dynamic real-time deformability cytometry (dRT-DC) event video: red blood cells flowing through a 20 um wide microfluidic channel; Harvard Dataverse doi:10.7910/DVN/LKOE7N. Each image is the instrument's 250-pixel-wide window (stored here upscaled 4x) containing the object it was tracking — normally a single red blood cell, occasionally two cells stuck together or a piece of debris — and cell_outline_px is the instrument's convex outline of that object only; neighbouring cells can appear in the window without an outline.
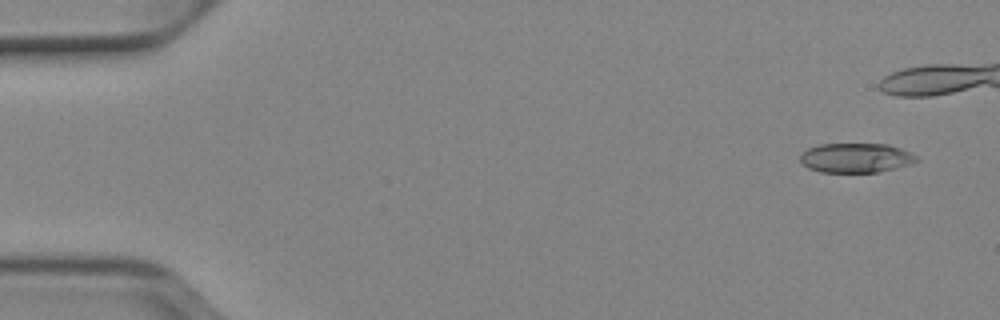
{"species": "Egyptian fruit bat (a non-hibernating species)", "species_latin": "Rousettus aegyptiacus", "temperature_condition": "cold", "stored_images_in_passage": 41, "camera_frame_rate_fps": 3000, "um_per_image_px": 0.085, "animal": {"sex": "female"}, "frame": {"image": 1, "passage_image": 3, "time_ms": 0.667, "image_size_px": [1000, 320], "cell_outline_px": [[920, 160], [912, 164], [880, 172], [820, 172], [808, 168], [800, 164], [800, 152], [808, 148], [820, 144], [888, 144], [912, 152]], "centroid_in_image_um": [72.75, 13.42], "position_along_channel_um": 12.3, "area_um2": 20.35}}
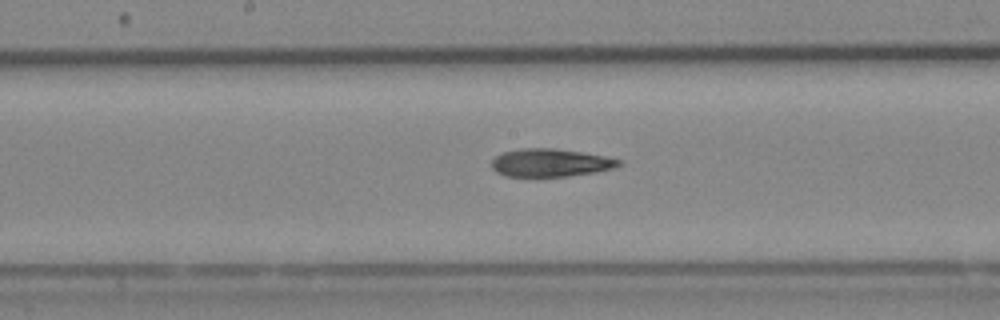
{"frame": {"image": 2, "passage_image": 27, "time_ms": 8.667, "image_size_px": [1000, 320], "cell_outline_px": [[624, 164], [616, 168], [596, 172], [568, 176], [504, 176], [496, 172], [492, 168], [492, 160], [496, 156], [504, 152], [520, 148], [556, 148], [604, 156], [624, 160]], "centroid_in_image_um": [46.84, 13.83], "position_along_channel_um": 201.4, "area_um2": 20.87}}
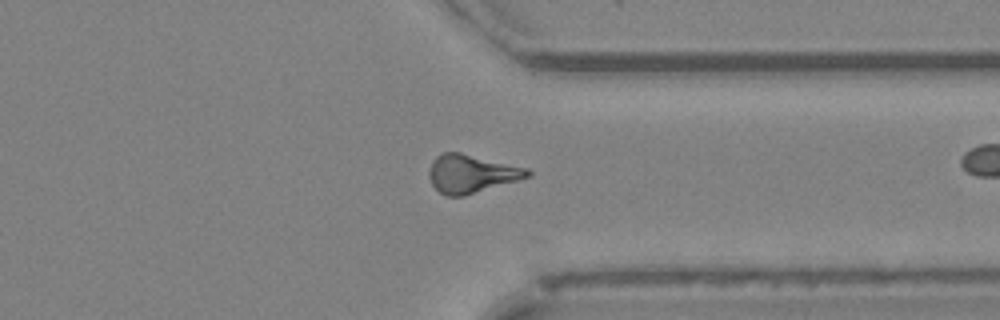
{"frame": {"image": 3, "passage_image": 40, "time_ms": 13.0, "image_size_px": [1000, 320], "cell_outline_px": [[532, 176], [464, 196], [444, 196], [432, 184], [428, 176], [428, 172], [432, 160], [436, 156], [444, 152], [460, 152], [528, 168], [532, 172]], "centroid_in_image_um": [40.06, 14.76], "position_along_channel_um": 371.3, "area_um2": 22.02}}